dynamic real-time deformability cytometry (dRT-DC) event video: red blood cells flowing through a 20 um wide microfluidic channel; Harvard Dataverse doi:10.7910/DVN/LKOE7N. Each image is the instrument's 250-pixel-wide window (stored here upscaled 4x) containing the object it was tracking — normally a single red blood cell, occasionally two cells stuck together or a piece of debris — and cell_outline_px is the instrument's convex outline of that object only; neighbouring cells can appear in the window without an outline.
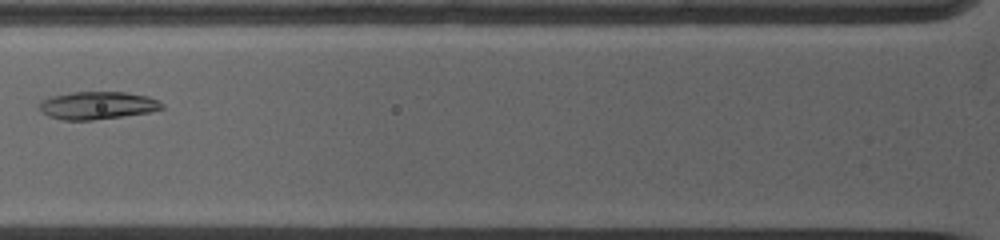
{"species": "common noctule bat (a hibernating species)", "species_latin": "Nyctalus noctula", "temperature_condition": "warm", "stored_images_in_passage": 4, "camera_frame_rate_fps": 5000, "um_per_image_px": 0.085, "animal": {"sex": "female", "body_mass_g": 19.0, "forearm_length_mm": 53.3}, "frame": {"image": 1, "passage_image": 4, "time_ms": 3.6, "image_size_px": [1000, 240], "cell_outline_px": [[164, 108], [152, 112], [92, 120], [64, 120], [48, 116], [40, 112], [40, 100], [52, 96], [68, 92], [124, 92], [148, 96], [164, 104]], "centroid_in_image_um": [8.27, 8.96], "position_along_channel_um": 117.5, "area_um2": 19.88}}